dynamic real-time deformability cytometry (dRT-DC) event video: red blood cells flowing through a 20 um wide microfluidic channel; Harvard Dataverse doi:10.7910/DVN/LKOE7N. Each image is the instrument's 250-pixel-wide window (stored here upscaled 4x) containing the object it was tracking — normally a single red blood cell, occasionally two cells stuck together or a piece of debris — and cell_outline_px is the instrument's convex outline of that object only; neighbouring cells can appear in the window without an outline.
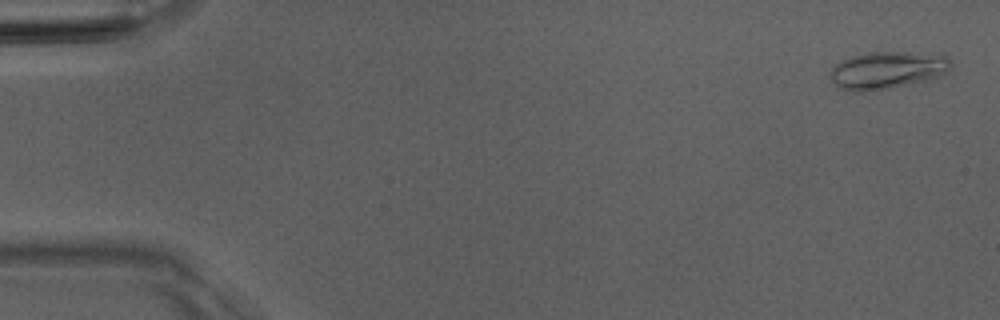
{"species": "Egyptian fruit bat (a non-hibernating species)", "species_latin": "Rousettus aegyptiacus", "temperature_condition": "room temperature", "stored_images_in_passage": 50, "camera_frame_rate_fps": 3000, "um_per_image_px": 0.085, "animal": {"sex": "male"}, "frame": {"image": 1, "passage_image": 2, "time_ms": 0.333, "image_size_px": [1000, 320], "cell_outline_px": [[952, 64], [940, 76], [928, 80], [892, 88], [864, 92], [852, 92], [840, 88], [828, 76], [832, 68], [836, 64], [852, 56], [868, 52], [944, 52], [948, 56]], "centroid_in_image_um": [75.47, 5.95], "position_along_channel_um": 9.5, "area_um2": 26.76}}
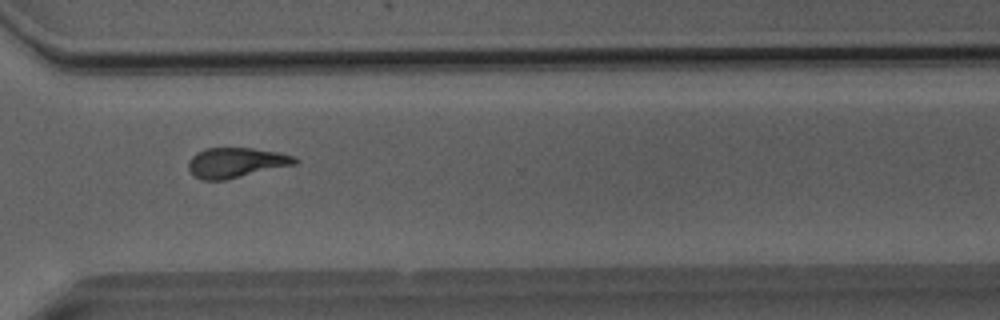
{"frame": {"image": 2, "passage_image": 38, "time_ms": 12.333, "image_size_px": [1000, 320], "cell_outline_px": [[300, 160], [296, 164], [224, 180], [200, 180], [188, 168], [188, 160], [196, 152], [204, 148], [252, 148], [280, 152], [296, 156]], "centroid_in_image_um": [20.08, 13.81], "position_along_channel_um": 350.5, "area_um2": 18.73}}
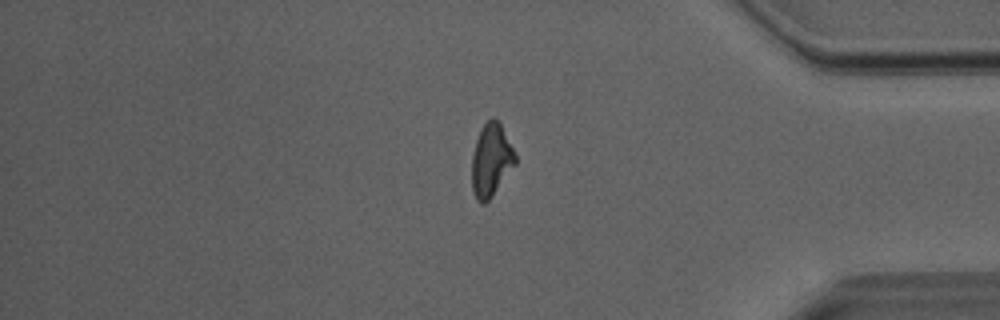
{"frame": {"image": 3, "passage_image": 43, "time_ms": 14.0, "image_size_px": [1000, 320], "cell_outline_px": [[516, 164], [492, 196], [484, 204], [480, 204], [476, 200], [472, 188], [472, 156], [476, 140], [480, 128], [492, 116], [500, 120], [516, 156]], "centroid_in_image_um": [41.74, 13.59], "position_along_channel_um": 393.5, "area_um2": 18.61}}